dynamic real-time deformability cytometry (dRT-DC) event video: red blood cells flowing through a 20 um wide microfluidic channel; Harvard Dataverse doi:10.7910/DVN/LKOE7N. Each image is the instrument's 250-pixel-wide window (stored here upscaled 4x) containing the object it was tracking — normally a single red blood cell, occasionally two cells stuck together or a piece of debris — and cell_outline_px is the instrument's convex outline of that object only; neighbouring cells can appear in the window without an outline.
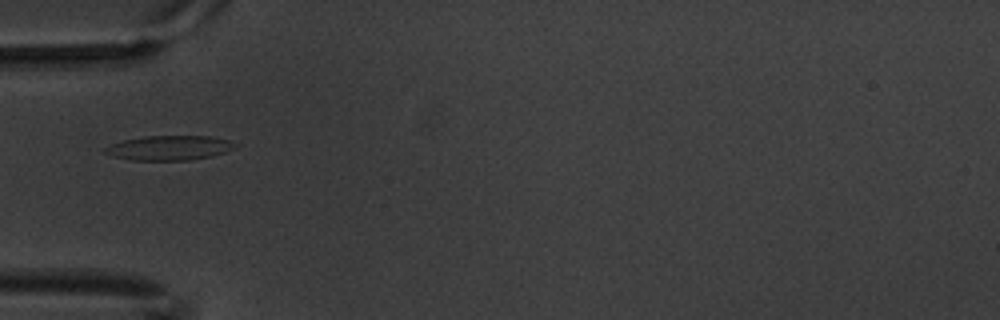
{"species": "common noctule bat (a hibernating species)", "species_latin": "Nyctalus noctula", "temperature_condition": "warm", "stored_images_in_passage": 10, "camera_frame_rate_fps": 3000, "um_per_image_px": 0.085, "animal": {"sex": "male", "body_mass_g": 20.1, "forearm_length_mm": 53.5}, "frame": {"image": 1, "passage_image": 5, "time_ms": 1.333, "image_size_px": [1000, 320], "cell_outline_px": [[240, 144], [224, 152], [212, 156], [188, 160], [128, 160], [112, 156], [104, 152], [104, 148], [112, 144], [124, 140], [144, 136], [208, 136], [228, 140]], "centroid_in_image_um": [14.37, 12.57], "position_along_channel_um": 70.6, "area_um2": 18.55}}
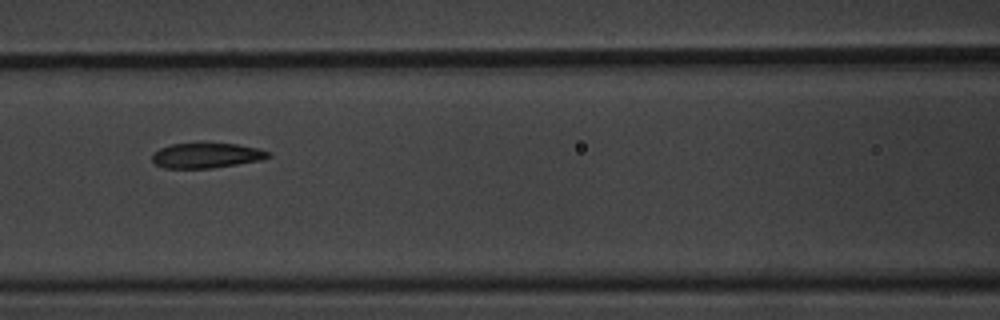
{"frame": {"image": 2, "passage_image": 7, "time_ms": 2.0, "image_size_px": [1000, 320], "cell_outline_px": [[272, 156], [260, 160], [212, 168], [164, 168], [156, 164], [152, 160], [152, 152], [160, 148], [172, 144], [236, 144], [256, 148], [268, 152]], "centroid_in_image_um": [17.5, 13.22], "position_along_channel_um": 149.1, "area_um2": 16.65}}
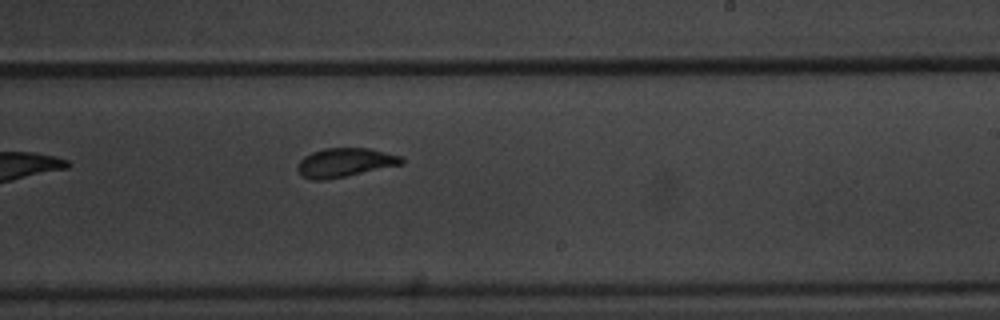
{"frame": {"image": 3, "passage_image": 10, "time_ms": 3.0, "image_size_px": [1000, 320], "cell_outline_px": [[404, 164], [324, 180], [312, 180], [304, 176], [296, 168], [300, 160], [304, 156], [312, 152], [324, 148], [368, 148], [400, 156], [404, 160]], "centroid_in_image_um": [29.3, 13.81], "position_along_channel_um": 259.7, "area_um2": 17.28}}